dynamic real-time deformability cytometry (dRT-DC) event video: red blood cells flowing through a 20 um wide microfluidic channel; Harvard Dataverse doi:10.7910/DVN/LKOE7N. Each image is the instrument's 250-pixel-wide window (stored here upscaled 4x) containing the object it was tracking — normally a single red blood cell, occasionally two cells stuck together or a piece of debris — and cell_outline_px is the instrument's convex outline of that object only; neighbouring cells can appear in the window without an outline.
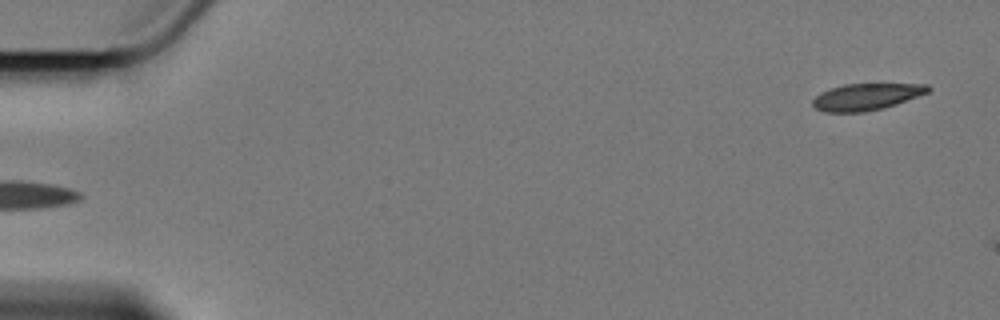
{"species": "Egyptian fruit bat (a non-hibernating species)", "species_latin": "Rousettus aegyptiacus", "temperature_condition": "cold", "stored_images_in_passage": 5, "camera_frame_rate_fps": 3000, "um_per_image_px": 0.085, "animal": {"sex": "female"}, "frame": {"image": 1, "passage_image": 5, "time_ms": 6.0, "image_size_px": [1000, 320], "cell_outline_px": [[932, 88], [928, 92], [896, 104], [864, 112], [824, 112], [816, 108], [812, 104], [812, 100], [820, 92], [844, 84], [928, 84]], "centroid_in_image_um": [73.62, 8.22], "position_along_channel_um": 11.4, "area_um2": 17.74}}